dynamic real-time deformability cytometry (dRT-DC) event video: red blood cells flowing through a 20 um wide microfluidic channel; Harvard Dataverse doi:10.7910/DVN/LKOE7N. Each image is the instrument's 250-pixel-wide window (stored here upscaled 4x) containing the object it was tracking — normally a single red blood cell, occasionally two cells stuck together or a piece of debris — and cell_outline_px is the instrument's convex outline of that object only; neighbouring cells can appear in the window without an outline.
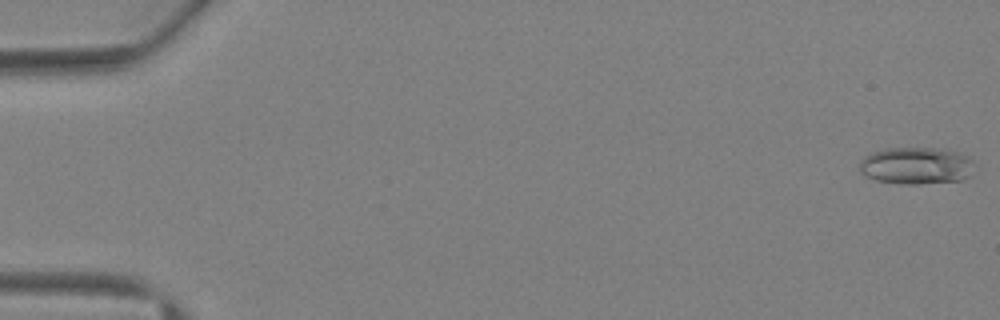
{"species": "Egyptian fruit bat (a non-hibernating species)", "species_latin": "Rousettus aegyptiacus", "temperature_condition": "warm", "stored_images_in_passage": 5, "camera_frame_rate_fps": 3000, "um_per_image_px": 0.085, "animal": {"sex": "female"}, "frame": {"image": 1, "passage_image": 1, "time_ms": 0.0, "image_size_px": [1000, 320], "cell_outline_px": [[972, 164], [968, 176], [960, 180], [916, 184], [900, 184], [876, 180], [864, 176], [860, 172], [860, 160], [864, 156], [872, 152], [884, 148], [932, 148], [956, 152], [968, 156], [972, 160]], "centroid_in_image_um": [77.8, 14.08], "position_along_channel_um": 7.2, "area_um2": 24.62}}
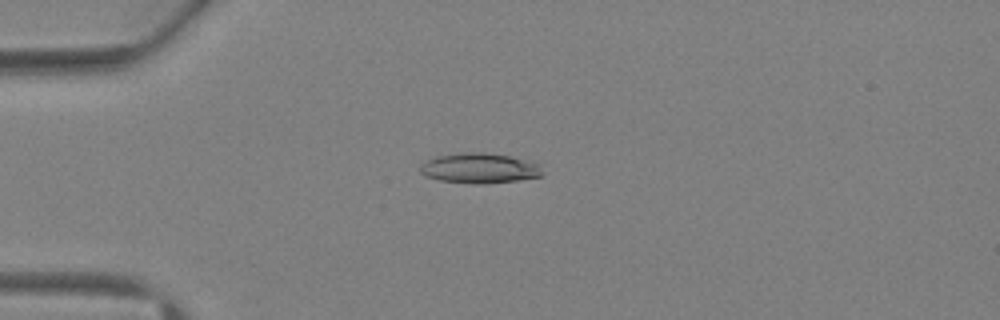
{"frame": {"image": 2, "passage_image": 4, "time_ms": 3.667, "image_size_px": [1000, 320], "cell_outline_px": [[544, 176], [516, 180], [484, 184], [472, 184], [440, 180], [424, 176], [420, 172], [420, 164], [436, 156], [464, 152], [484, 152], [508, 156], [540, 164]], "centroid_in_image_um": [40.74, 14.3], "position_along_channel_um": 44.3, "area_um2": 21.5}}